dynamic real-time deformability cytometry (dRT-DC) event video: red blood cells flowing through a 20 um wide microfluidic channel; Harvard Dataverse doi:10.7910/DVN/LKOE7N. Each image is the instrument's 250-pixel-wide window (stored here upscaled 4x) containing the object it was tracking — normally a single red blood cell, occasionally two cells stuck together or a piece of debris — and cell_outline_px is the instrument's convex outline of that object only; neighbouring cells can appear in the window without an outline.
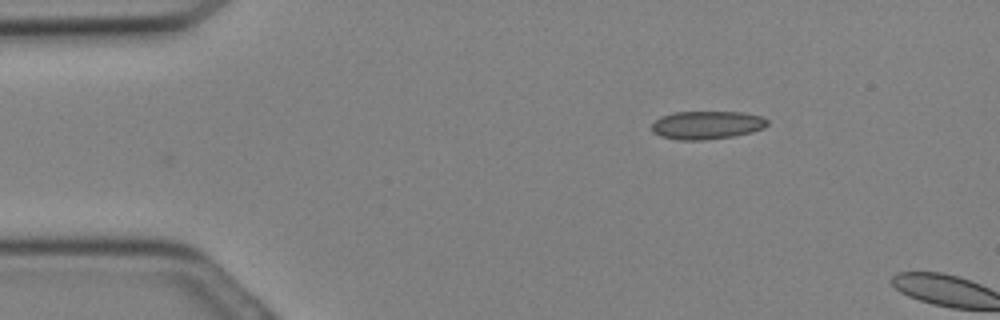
{"species": "Egyptian fruit bat (a non-hibernating species)", "species_latin": "Rousettus aegyptiacus", "temperature_condition": "cold", "stored_images_in_passage": 5, "camera_frame_rate_fps": 3000, "um_per_image_px": 0.085, "animal": {"sex": "female"}, "frame": {"image": 1, "passage_image": 5, "time_ms": 1.333, "image_size_px": [1000, 320], "cell_outline_px": [[768, 124], [764, 128], [752, 132], [732, 136], [704, 140], [676, 140], [660, 136], [652, 132], [652, 124], [660, 116], [676, 112], [740, 112], [764, 116], [768, 120]], "centroid_in_image_um": [60.09, 10.63], "position_along_channel_um": 24.9, "area_um2": 19.13}}